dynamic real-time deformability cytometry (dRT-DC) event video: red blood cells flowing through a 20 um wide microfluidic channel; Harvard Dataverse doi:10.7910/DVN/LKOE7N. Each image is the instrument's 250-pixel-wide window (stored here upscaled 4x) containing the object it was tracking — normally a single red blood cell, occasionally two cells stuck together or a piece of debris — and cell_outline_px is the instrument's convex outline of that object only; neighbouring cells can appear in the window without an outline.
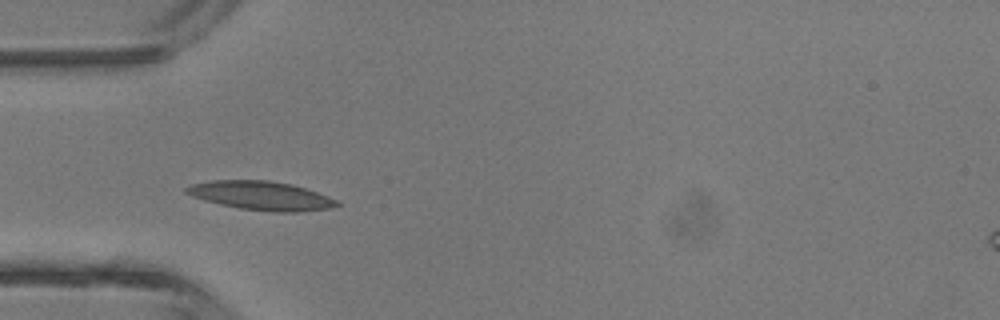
{"species": "common noctule bat (a hibernating species)", "species_latin": "Nyctalus noctula", "temperature_condition": "room temperature", "stored_images_in_passage": 4, "camera_frame_rate_fps": 3000, "um_per_image_px": 0.085, "animal": {"sex": "male", "body_mass_g": 13.3}, "frame": {"image": 1, "passage_image": 4, "time_ms": 3.667, "image_size_px": [1000, 320], "cell_outline_px": [[340, 204], [332, 208], [300, 212], [272, 212], [240, 208], [220, 204], [204, 200], [192, 196], [184, 192], [184, 188], [192, 184], [212, 180], [268, 180], [292, 184], [340, 200]], "centroid_in_image_um": [22.22, 16.63], "position_along_channel_um": 62.8, "area_um2": 25.37}}